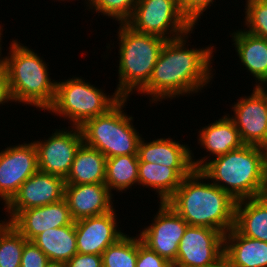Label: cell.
<instances>
[{"label": "cell", "instance_id": "cell-1", "mask_svg": "<svg viewBox=\"0 0 267 267\" xmlns=\"http://www.w3.org/2000/svg\"><path fill=\"white\" fill-rule=\"evenodd\" d=\"M192 31L165 42L151 77L139 94L151 96L150 101L155 103L199 92L210 83L214 78L211 73L214 46L186 48L187 35Z\"/></svg>", "mask_w": 267, "mask_h": 267}, {"label": "cell", "instance_id": "cell-2", "mask_svg": "<svg viewBox=\"0 0 267 267\" xmlns=\"http://www.w3.org/2000/svg\"><path fill=\"white\" fill-rule=\"evenodd\" d=\"M206 159V156L196 161L191 158L194 170H200L206 180L210 179L234 200L264 195L267 177L266 148L244 144L215 159Z\"/></svg>", "mask_w": 267, "mask_h": 267}, {"label": "cell", "instance_id": "cell-3", "mask_svg": "<svg viewBox=\"0 0 267 267\" xmlns=\"http://www.w3.org/2000/svg\"><path fill=\"white\" fill-rule=\"evenodd\" d=\"M204 179L200 170H193L166 203L189 226L212 228L225 235L234 227L236 200L212 182L204 183Z\"/></svg>", "mask_w": 267, "mask_h": 267}, {"label": "cell", "instance_id": "cell-4", "mask_svg": "<svg viewBox=\"0 0 267 267\" xmlns=\"http://www.w3.org/2000/svg\"><path fill=\"white\" fill-rule=\"evenodd\" d=\"M9 49L5 68L14 102L47 110L54 102L57 81H51L44 59L17 40Z\"/></svg>", "mask_w": 267, "mask_h": 267}, {"label": "cell", "instance_id": "cell-5", "mask_svg": "<svg viewBox=\"0 0 267 267\" xmlns=\"http://www.w3.org/2000/svg\"><path fill=\"white\" fill-rule=\"evenodd\" d=\"M119 84L115 91L121 98L139 91L148 83L165 40L162 37L140 33L126 23H119Z\"/></svg>", "mask_w": 267, "mask_h": 267}, {"label": "cell", "instance_id": "cell-6", "mask_svg": "<svg viewBox=\"0 0 267 267\" xmlns=\"http://www.w3.org/2000/svg\"><path fill=\"white\" fill-rule=\"evenodd\" d=\"M127 98H121L106 113L88 119L80 128L83 142L99 150L106 158L121 155H138L139 132L134 128L133 117L123 110Z\"/></svg>", "mask_w": 267, "mask_h": 267}, {"label": "cell", "instance_id": "cell-7", "mask_svg": "<svg viewBox=\"0 0 267 267\" xmlns=\"http://www.w3.org/2000/svg\"><path fill=\"white\" fill-rule=\"evenodd\" d=\"M120 99L116 92L107 96L82 77H73L56 82L55 99L47 111L68 118L73 127H81L88 119L106 113Z\"/></svg>", "mask_w": 267, "mask_h": 267}, {"label": "cell", "instance_id": "cell-8", "mask_svg": "<svg viewBox=\"0 0 267 267\" xmlns=\"http://www.w3.org/2000/svg\"><path fill=\"white\" fill-rule=\"evenodd\" d=\"M125 23L135 31L165 40L181 37L194 29L178 0H137L132 16Z\"/></svg>", "mask_w": 267, "mask_h": 267}, {"label": "cell", "instance_id": "cell-9", "mask_svg": "<svg viewBox=\"0 0 267 267\" xmlns=\"http://www.w3.org/2000/svg\"><path fill=\"white\" fill-rule=\"evenodd\" d=\"M224 256V234L199 226H188L178 246L174 267H211Z\"/></svg>", "mask_w": 267, "mask_h": 267}, {"label": "cell", "instance_id": "cell-10", "mask_svg": "<svg viewBox=\"0 0 267 267\" xmlns=\"http://www.w3.org/2000/svg\"><path fill=\"white\" fill-rule=\"evenodd\" d=\"M159 203L151 226L140 231L139 237L149 249L174 263L179 243L189 224L168 203Z\"/></svg>", "mask_w": 267, "mask_h": 267}, {"label": "cell", "instance_id": "cell-11", "mask_svg": "<svg viewBox=\"0 0 267 267\" xmlns=\"http://www.w3.org/2000/svg\"><path fill=\"white\" fill-rule=\"evenodd\" d=\"M70 127V131L66 128L56 129L47 140L33 142L37 150L39 171L66 179L75 154L83 143L81 128Z\"/></svg>", "mask_w": 267, "mask_h": 267}, {"label": "cell", "instance_id": "cell-12", "mask_svg": "<svg viewBox=\"0 0 267 267\" xmlns=\"http://www.w3.org/2000/svg\"><path fill=\"white\" fill-rule=\"evenodd\" d=\"M38 170L37 150L33 142L10 146L0 152V199L5 202L4 205Z\"/></svg>", "mask_w": 267, "mask_h": 267}, {"label": "cell", "instance_id": "cell-13", "mask_svg": "<svg viewBox=\"0 0 267 267\" xmlns=\"http://www.w3.org/2000/svg\"><path fill=\"white\" fill-rule=\"evenodd\" d=\"M233 120L241 141L267 149V98L258 87L251 95L240 97L233 106Z\"/></svg>", "mask_w": 267, "mask_h": 267}, {"label": "cell", "instance_id": "cell-14", "mask_svg": "<svg viewBox=\"0 0 267 267\" xmlns=\"http://www.w3.org/2000/svg\"><path fill=\"white\" fill-rule=\"evenodd\" d=\"M65 179L37 171L20 187L13 198L4 206L11 219L18 211L42 207L64 198Z\"/></svg>", "mask_w": 267, "mask_h": 267}, {"label": "cell", "instance_id": "cell-15", "mask_svg": "<svg viewBox=\"0 0 267 267\" xmlns=\"http://www.w3.org/2000/svg\"><path fill=\"white\" fill-rule=\"evenodd\" d=\"M116 217L114 208L108 213L75 221L78 253L102 255L109 245L121 238L125 233L119 230Z\"/></svg>", "mask_w": 267, "mask_h": 267}, {"label": "cell", "instance_id": "cell-16", "mask_svg": "<svg viewBox=\"0 0 267 267\" xmlns=\"http://www.w3.org/2000/svg\"><path fill=\"white\" fill-rule=\"evenodd\" d=\"M7 221L28 241H32L47 229L71 225L74 222L65 198L42 207L20 210Z\"/></svg>", "mask_w": 267, "mask_h": 267}, {"label": "cell", "instance_id": "cell-17", "mask_svg": "<svg viewBox=\"0 0 267 267\" xmlns=\"http://www.w3.org/2000/svg\"><path fill=\"white\" fill-rule=\"evenodd\" d=\"M112 196L105 183L65 184L64 198L74 222L112 211Z\"/></svg>", "mask_w": 267, "mask_h": 267}, {"label": "cell", "instance_id": "cell-18", "mask_svg": "<svg viewBox=\"0 0 267 267\" xmlns=\"http://www.w3.org/2000/svg\"><path fill=\"white\" fill-rule=\"evenodd\" d=\"M144 141L141 138L138 145L139 162L158 163L171 168H193L191 158L194 155L189 146L170 138H159L148 143Z\"/></svg>", "mask_w": 267, "mask_h": 267}, {"label": "cell", "instance_id": "cell-19", "mask_svg": "<svg viewBox=\"0 0 267 267\" xmlns=\"http://www.w3.org/2000/svg\"><path fill=\"white\" fill-rule=\"evenodd\" d=\"M231 36L239 60L255 77V87H258L267 80V40L245 30H236Z\"/></svg>", "mask_w": 267, "mask_h": 267}, {"label": "cell", "instance_id": "cell-20", "mask_svg": "<svg viewBox=\"0 0 267 267\" xmlns=\"http://www.w3.org/2000/svg\"><path fill=\"white\" fill-rule=\"evenodd\" d=\"M194 168H171L158 163L139 162L138 185L158 192L160 202H166Z\"/></svg>", "mask_w": 267, "mask_h": 267}, {"label": "cell", "instance_id": "cell-21", "mask_svg": "<svg viewBox=\"0 0 267 267\" xmlns=\"http://www.w3.org/2000/svg\"><path fill=\"white\" fill-rule=\"evenodd\" d=\"M233 228L246 237L267 242V197L236 201Z\"/></svg>", "mask_w": 267, "mask_h": 267}, {"label": "cell", "instance_id": "cell-22", "mask_svg": "<svg viewBox=\"0 0 267 267\" xmlns=\"http://www.w3.org/2000/svg\"><path fill=\"white\" fill-rule=\"evenodd\" d=\"M224 257L238 267H267V242L251 239L232 228L224 235Z\"/></svg>", "mask_w": 267, "mask_h": 267}, {"label": "cell", "instance_id": "cell-23", "mask_svg": "<svg viewBox=\"0 0 267 267\" xmlns=\"http://www.w3.org/2000/svg\"><path fill=\"white\" fill-rule=\"evenodd\" d=\"M198 143L215 158L240 148L243 144L238 129L228 115L200 129Z\"/></svg>", "mask_w": 267, "mask_h": 267}, {"label": "cell", "instance_id": "cell-24", "mask_svg": "<svg viewBox=\"0 0 267 267\" xmlns=\"http://www.w3.org/2000/svg\"><path fill=\"white\" fill-rule=\"evenodd\" d=\"M107 158L84 142L78 148L66 184L105 183Z\"/></svg>", "mask_w": 267, "mask_h": 267}, {"label": "cell", "instance_id": "cell-25", "mask_svg": "<svg viewBox=\"0 0 267 267\" xmlns=\"http://www.w3.org/2000/svg\"><path fill=\"white\" fill-rule=\"evenodd\" d=\"M51 261L67 263L77 252L75 222L59 228H51L32 240Z\"/></svg>", "mask_w": 267, "mask_h": 267}, {"label": "cell", "instance_id": "cell-26", "mask_svg": "<svg viewBox=\"0 0 267 267\" xmlns=\"http://www.w3.org/2000/svg\"><path fill=\"white\" fill-rule=\"evenodd\" d=\"M138 155H121L107 158L105 184L109 191H126L138 184Z\"/></svg>", "mask_w": 267, "mask_h": 267}, {"label": "cell", "instance_id": "cell-27", "mask_svg": "<svg viewBox=\"0 0 267 267\" xmlns=\"http://www.w3.org/2000/svg\"><path fill=\"white\" fill-rule=\"evenodd\" d=\"M0 222V267H20L28 240L10 222Z\"/></svg>", "mask_w": 267, "mask_h": 267}, {"label": "cell", "instance_id": "cell-28", "mask_svg": "<svg viewBox=\"0 0 267 267\" xmlns=\"http://www.w3.org/2000/svg\"><path fill=\"white\" fill-rule=\"evenodd\" d=\"M137 237L124 234L102 253L103 267H136Z\"/></svg>", "mask_w": 267, "mask_h": 267}, {"label": "cell", "instance_id": "cell-29", "mask_svg": "<svg viewBox=\"0 0 267 267\" xmlns=\"http://www.w3.org/2000/svg\"><path fill=\"white\" fill-rule=\"evenodd\" d=\"M247 32L267 40V0H246Z\"/></svg>", "mask_w": 267, "mask_h": 267}, {"label": "cell", "instance_id": "cell-30", "mask_svg": "<svg viewBox=\"0 0 267 267\" xmlns=\"http://www.w3.org/2000/svg\"><path fill=\"white\" fill-rule=\"evenodd\" d=\"M137 0H95L89 9L125 23L133 14Z\"/></svg>", "mask_w": 267, "mask_h": 267}, {"label": "cell", "instance_id": "cell-31", "mask_svg": "<svg viewBox=\"0 0 267 267\" xmlns=\"http://www.w3.org/2000/svg\"><path fill=\"white\" fill-rule=\"evenodd\" d=\"M136 267H174V264L149 249L137 235Z\"/></svg>", "mask_w": 267, "mask_h": 267}, {"label": "cell", "instance_id": "cell-32", "mask_svg": "<svg viewBox=\"0 0 267 267\" xmlns=\"http://www.w3.org/2000/svg\"><path fill=\"white\" fill-rule=\"evenodd\" d=\"M48 261V257L33 241L25 243L20 267H45Z\"/></svg>", "mask_w": 267, "mask_h": 267}, {"label": "cell", "instance_id": "cell-33", "mask_svg": "<svg viewBox=\"0 0 267 267\" xmlns=\"http://www.w3.org/2000/svg\"><path fill=\"white\" fill-rule=\"evenodd\" d=\"M184 16L194 26L214 0H178Z\"/></svg>", "mask_w": 267, "mask_h": 267}, {"label": "cell", "instance_id": "cell-34", "mask_svg": "<svg viewBox=\"0 0 267 267\" xmlns=\"http://www.w3.org/2000/svg\"><path fill=\"white\" fill-rule=\"evenodd\" d=\"M67 267H103L102 255L76 253L67 263Z\"/></svg>", "mask_w": 267, "mask_h": 267}, {"label": "cell", "instance_id": "cell-35", "mask_svg": "<svg viewBox=\"0 0 267 267\" xmlns=\"http://www.w3.org/2000/svg\"><path fill=\"white\" fill-rule=\"evenodd\" d=\"M13 101L7 69L0 71V105Z\"/></svg>", "mask_w": 267, "mask_h": 267}, {"label": "cell", "instance_id": "cell-36", "mask_svg": "<svg viewBox=\"0 0 267 267\" xmlns=\"http://www.w3.org/2000/svg\"><path fill=\"white\" fill-rule=\"evenodd\" d=\"M211 267H238L233 265L227 258L224 256L213 266Z\"/></svg>", "mask_w": 267, "mask_h": 267}, {"label": "cell", "instance_id": "cell-37", "mask_svg": "<svg viewBox=\"0 0 267 267\" xmlns=\"http://www.w3.org/2000/svg\"><path fill=\"white\" fill-rule=\"evenodd\" d=\"M45 267H67V265L65 262L49 260Z\"/></svg>", "mask_w": 267, "mask_h": 267}, {"label": "cell", "instance_id": "cell-38", "mask_svg": "<svg viewBox=\"0 0 267 267\" xmlns=\"http://www.w3.org/2000/svg\"><path fill=\"white\" fill-rule=\"evenodd\" d=\"M1 29H2V28H1V25H0V42H1V38H2L1 35H3V34L1 33V32H2ZM1 46H2V45H1V43H0V71L3 70V69H5V64H6V57H5V56H4V57L1 56V54H2V53H1V52H2V51H1V48H2V47H1Z\"/></svg>", "mask_w": 267, "mask_h": 267}, {"label": "cell", "instance_id": "cell-39", "mask_svg": "<svg viewBox=\"0 0 267 267\" xmlns=\"http://www.w3.org/2000/svg\"><path fill=\"white\" fill-rule=\"evenodd\" d=\"M265 85H266V87H265ZM264 86V87H263ZM258 88L261 90V92L266 96V98H267V90H266V88H267V80L266 81H264V82H262L259 86H258Z\"/></svg>", "mask_w": 267, "mask_h": 267}, {"label": "cell", "instance_id": "cell-40", "mask_svg": "<svg viewBox=\"0 0 267 267\" xmlns=\"http://www.w3.org/2000/svg\"><path fill=\"white\" fill-rule=\"evenodd\" d=\"M88 2H87V4H88V6H90L95 0H87Z\"/></svg>", "mask_w": 267, "mask_h": 267}, {"label": "cell", "instance_id": "cell-41", "mask_svg": "<svg viewBox=\"0 0 267 267\" xmlns=\"http://www.w3.org/2000/svg\"><path fill=\"white\" fill-rule=\"evenodd\" d=\"M264 195L267 197V177H266V189Z\"/></svg>", "mask_w": 267, "mask_h": 267}]
</instances>
